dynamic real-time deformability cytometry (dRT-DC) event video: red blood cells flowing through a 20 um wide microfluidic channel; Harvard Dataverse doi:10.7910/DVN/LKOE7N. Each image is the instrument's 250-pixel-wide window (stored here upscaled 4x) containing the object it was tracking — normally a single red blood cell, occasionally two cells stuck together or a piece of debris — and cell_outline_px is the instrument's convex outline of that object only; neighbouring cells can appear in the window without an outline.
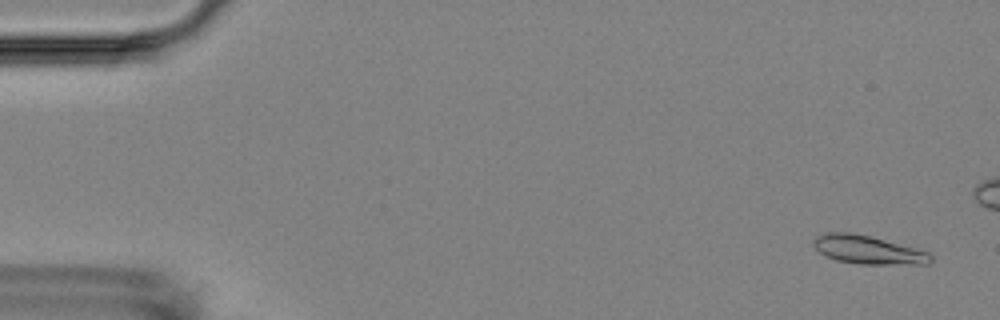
{"species": "Egyptian fruit bat (a non-hibernating species)", "species_latin": "Rousettus aegyptiacus", "temperature_condition": "room temperature", "stored_images_in_passage": 6, "camera_frame_rate_fps": 3000, "um_per_image_px": 0.085, "animal": {"sex": "female"}, "frame": {"image": 1, "passage_image": 1, "time_ms": 0.0, "image_size_px": [1000, 320], "cell_outline_px": [[932, 260], [928, 264], [860, 264], [836, 260], [824, 256], [812, 244], [812, 240], [816, 236], [828, 232], [848, 232], [868, 236], [928, 252], [932, 256]], "centroid_in_image_um": [73.72, 21.24], "position_along_channel_um": 11.3, "area_um2": 19.13}}